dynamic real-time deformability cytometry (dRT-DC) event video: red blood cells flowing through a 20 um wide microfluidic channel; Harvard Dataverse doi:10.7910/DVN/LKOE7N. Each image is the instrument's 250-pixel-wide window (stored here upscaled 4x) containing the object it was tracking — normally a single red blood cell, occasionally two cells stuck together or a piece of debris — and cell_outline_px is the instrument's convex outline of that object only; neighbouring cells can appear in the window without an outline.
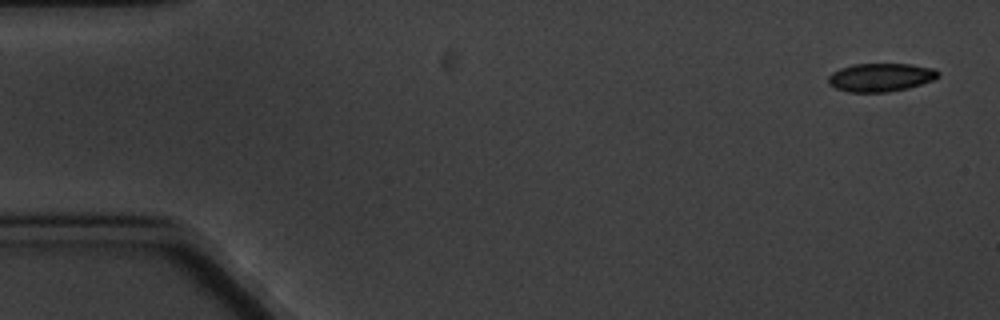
{"species": "common noctule bat (a hibernating species)", "species_latin": "Nyctalus noctula", "temperature_condition": "cold", "stored_images_in_passage": 10, "camera_frame_rate_fps": 3000, "um_per_image_px": 0.085, "animal": {"sex": "male", "body_mass_g": 20.1, "forearm_length_mm": 53.5}, "frame": {"image": 1, "passage_image": 1, "time_ms": 0.0, "image_size_px": [1000, 320], "cell_outline_px": [[940, 76], [932, 80], [908, 88], [888, 92], [848, 92], [836, 88], [828, 84], [828, 76], [832, 72], [840, 68], [856, 64], [912, 64], [936, 68], [940, 72]], "centroid_in_image_um": [74.87, 6.57], "position_along_channel_um": 10.1, "area_um2": 18.26}}
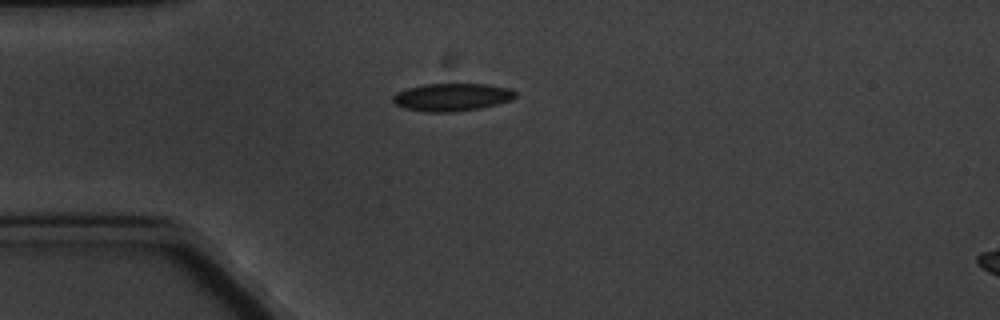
{"frame": {"image": 2, "passage_image": 5, "time_ms": 4.333, "image_size_px": [1000, 320], "cell_outline_px": [[516, 96], [512, 100], [480, 108], [452, 112], [424, 112], [404, 108], [396, 104], [392, 100], [392, 96], [396, 92], [408, 88], [424, 84], [488, 84], [508, 88], [516, 92]], "centroid_in_image_um": [38.4, 8.26], "position_along_channel_um": 46.6, "area_um2": 19.83}}